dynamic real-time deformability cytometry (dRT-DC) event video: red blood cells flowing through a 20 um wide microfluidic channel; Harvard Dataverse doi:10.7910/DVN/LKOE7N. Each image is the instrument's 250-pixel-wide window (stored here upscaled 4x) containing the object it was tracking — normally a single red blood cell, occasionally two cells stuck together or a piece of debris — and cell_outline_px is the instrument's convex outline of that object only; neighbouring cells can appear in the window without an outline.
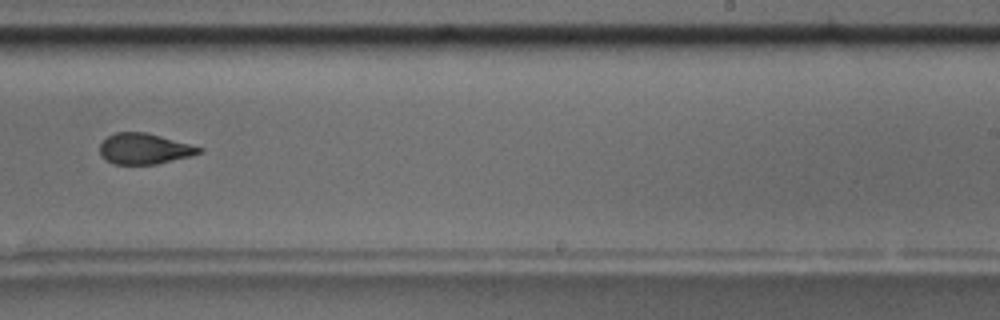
{"species": "common noctule bat (a hibernating species)", "species_latin": "Nyctalus noctula", "temperature_condition": "room temperature", "stored_images_in_passage": 16, "camera_frame_rate_fps": 3000, "um_per_image_px": 0.085, "animal": {"sex": "male", "body_mass_g": 17.5, "forearm_length_mm": 52.3}, "frame": {"image": 1, "passage_image": 10, "time_ms": 10.333, "image_size_px": [1000, 320], "cell_outline_px": [[204, 152], [156, 164], [112, 164], [100, 156], [100, 144], [108, 136], [116, 132], [144, 132], [160, 136], [204, 148]], "centroid_in_image_um": [12.24, 12.65], "position_along_channel_um": 276.8, "area_um2": 17.63}, "authors_computed_cell_mechanics": {"area_um2": 19.3341, "velocity_mm_per_s": 3.5222, "shape_relaxation_time_tau1_ms": null, "shape_relaxation_time_tau2_ms": 1.9544, "deformation_change_tau1": null, "deformation_change_tau2": 0.086}}